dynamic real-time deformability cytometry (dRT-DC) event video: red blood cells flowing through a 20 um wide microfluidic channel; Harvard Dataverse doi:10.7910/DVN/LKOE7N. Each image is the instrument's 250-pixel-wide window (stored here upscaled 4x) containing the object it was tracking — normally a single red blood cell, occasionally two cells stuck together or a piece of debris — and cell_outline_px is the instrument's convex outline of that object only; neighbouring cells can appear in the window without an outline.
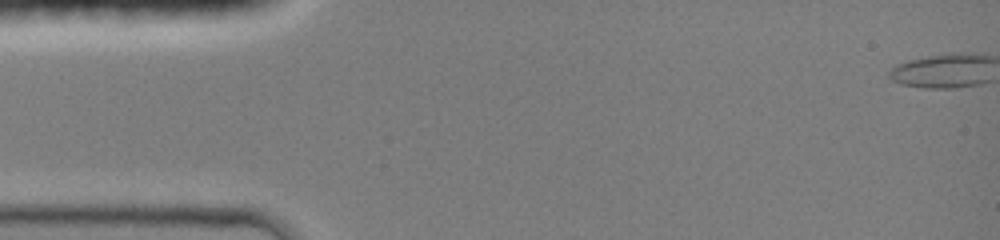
{"species": "common noctule bat (a hibernating species)", "species_latin": "Nyctalus noctula", "temperature_condition": "room temperature", "stored_images_in_passage": 1, "camera_frame_rate_fps": 3000, "um_per_image_px": 0.085, "animal": {"sex": "female", "body_mass_g": 19.0, "forearm_length_mm": 51.5}, "frame": {"image": 1, "passage_image": 1, "time_ms": 0.0, "image_size_px": [1000, 240], "cell_outline_px": [[908, 64], [904, 84], [896, 84], [848, 52], [880, 12], [892, 16], [896, 20], [908, 44]], "centroid_in_image_um": [75.13, 4.13], "position_along_channel_um": 9.9, "area_um2": 18.67}}